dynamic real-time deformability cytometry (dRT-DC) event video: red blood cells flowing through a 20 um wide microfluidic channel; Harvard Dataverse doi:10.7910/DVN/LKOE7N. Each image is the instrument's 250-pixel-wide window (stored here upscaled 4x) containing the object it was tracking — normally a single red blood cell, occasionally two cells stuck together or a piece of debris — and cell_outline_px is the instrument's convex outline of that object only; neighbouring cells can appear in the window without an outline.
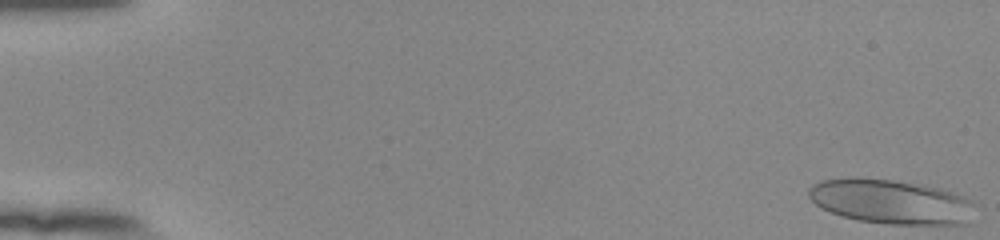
{"species": "human", "species_latin": "Homo sapiens", "temperature_condition": "room temperature", "stored_images_in_passage": 54, "camera_frame_rate_fps": 3000, "um_per_image_px": 0.085, "donor": {"sex": "female"}, "frame": {"image": 1, "passage_image": 1, "time_ms": 0.0, "image_size_px": [1000, 240], "cell_outline_px": [[976, 204], [972, 224], [888, 224], [860, 220], [844, 216], [820, 208], [808, 196], [808, 188], [812, 184], [820, 180], [892, 180], [924, 184], [940, 188], [952, 192], [972, 200]], "centroid_in_image_um": [75.85, 17.18], "position_along_channel_um": 9.2, "area_um2": 42.77}}
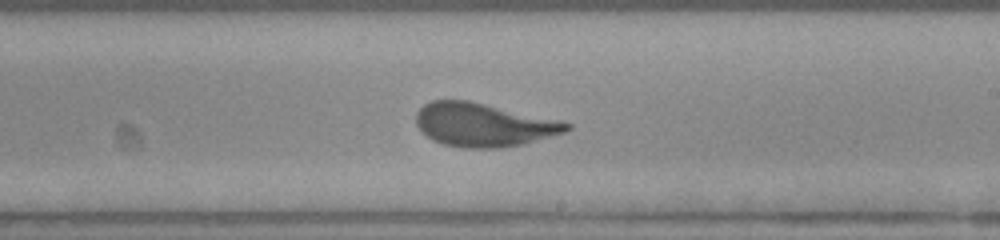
{"frame": {"image": 2, "passage_image": 33, "time_ms": 10.667, "image_size_px": [1000, 240], "cell_outline_px": [[572, 128], [564, 132], [524, 144], [500, 148], [464, 148], [444, 144], [432, 140], [416, 124], [416, 112], [424, 104], [432, 100], [468, 100], [560, 120], [572, 124]], "centroid_in_image_um": [41.1, 10.61], "position_along_channel_um": 247.9, "area_um2": 38.03}}
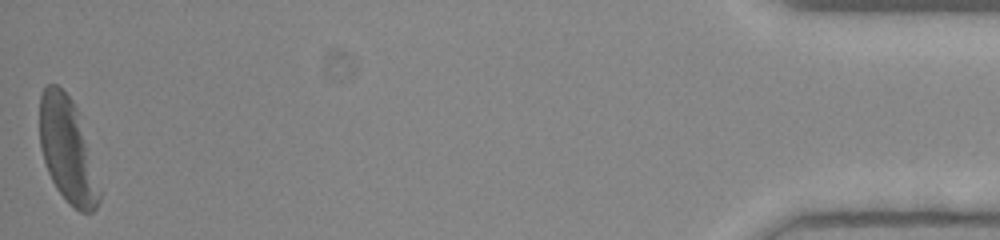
{"frame": {"image": 3, "passage_image": 54, "time_ms": 17.667, "image_size_px": [1000, 240], "cell_outline_px": [[100, 200], [96, 208], [92, 212], [80, 212], [68, 204], [56, 188], [48, 172], [40, 148], [40, 92], [48, 84], [56, 84], [72, 100], [76, 108], [100, 192]], "centroid_in_image_um": [5.68, 12.79], "position_along_channel_um": 429.5, "area_um2": 35.43}, "authors_computed_cell_mechanics": {"area_um2": 38.5237, "velocity_mm_per_s": 3.83, "shape_relaxation_time_tau1_ms": 4.6419, "shape_relaxation_time_tau2_ms": 0.7898, "deformation_change_tau1": 0.19, "deformation_change_tau2": 0.0811}}